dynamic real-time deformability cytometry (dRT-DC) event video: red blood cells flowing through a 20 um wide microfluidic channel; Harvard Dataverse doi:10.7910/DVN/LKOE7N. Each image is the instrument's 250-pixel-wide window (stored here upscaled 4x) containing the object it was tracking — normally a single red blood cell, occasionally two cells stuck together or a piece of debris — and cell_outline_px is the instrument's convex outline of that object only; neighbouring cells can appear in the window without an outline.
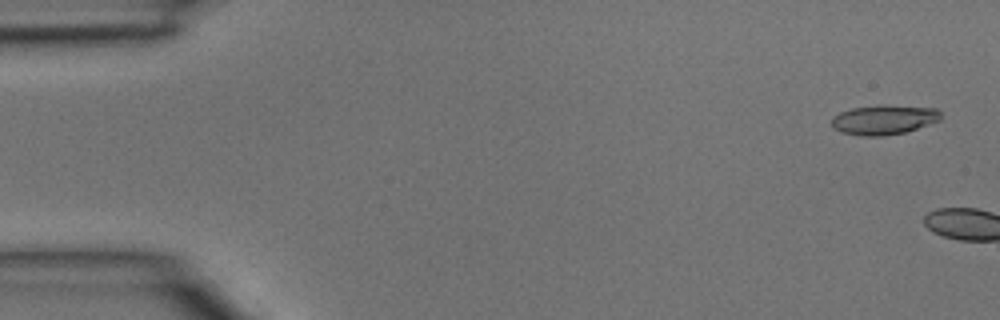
{"species": "common noctule bat (a hibernating species)", "species_latin": "Nyctalus noctula", "temperature_condition": "room temperature", "stored_images_in_passage": 2, "camera_frame_rate_fps": 3000, "um_per_image_px": 0.085, "animal": {"sex": "male", "body_mass_g": 15.6}, "frame": {"image": 1, "passage_image": 1, "time_ms": 0.0, "image_size_px": [1000, 320], "cell_outline_px": [[940, 120], [904, 132], [884, 136], [860, 136], [840, 132], [832, 128], [832, 116], [840, 112], [852, 108], [880, 104], [884, 104], [936, 108], [940, 112]], "centroid_in_image_um": [75.08, 10.17], "position_along_channel_um": 9.9, "area_um2": 19.02}}